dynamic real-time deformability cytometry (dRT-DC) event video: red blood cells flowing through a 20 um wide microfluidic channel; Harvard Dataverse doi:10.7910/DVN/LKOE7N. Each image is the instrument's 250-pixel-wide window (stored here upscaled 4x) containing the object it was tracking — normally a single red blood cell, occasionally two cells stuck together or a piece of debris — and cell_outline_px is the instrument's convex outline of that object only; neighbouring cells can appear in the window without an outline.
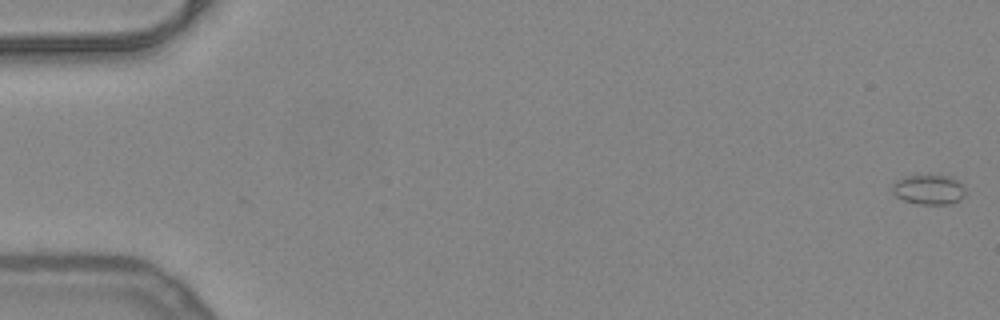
{"species": "common noctule bat (a hibernating species)", "species_latin": "Nyctalus noctula", "temperature_condition": "warm", "stored_images_in_passage": 52, "camera_frame_rate_fps": 3000, "um_per_image_px": 0.085, "animal": {"sex": "female", "body_mass_g": 24.6, "forearm_length_mm": 56.2}, "frame": {"image": 1, "passage_image": 1, "time_ms": 0.0, "image_size_px": [1000, 320], "cell_outline_px": [[964, 196], [960, 200], [952, 204], [920, 204], [904, 200], [896, 196], [892, 192], [892, 184], [896, 180], [904, 176], [952, 176], [960, 180], [964, 188]], "centroid_in_image_um": [78.96, 16.11], "position_along_channel_um": 6.0, "area_um2": 12.77}}
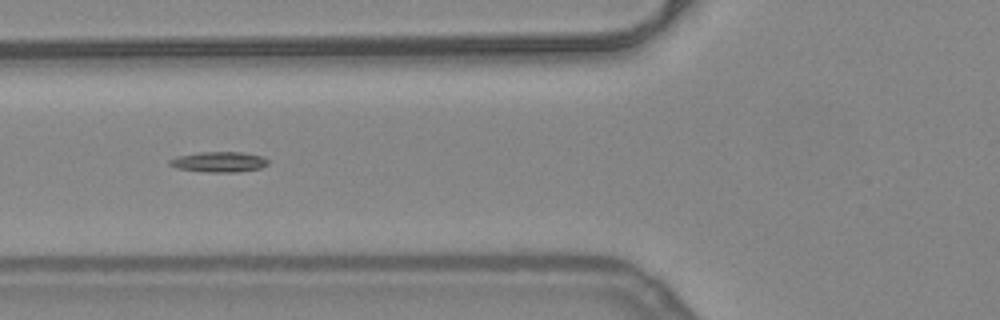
{"frame": {"image": 2, "passage_image": 21, "time_ms": 6.667, "image_size_px": [1000, 320], "cell_outline_px": [[268, 164], [260, 168], [236, 172], [208, 172], [176, 168], [168, 164], [168, 160], [176, 156], [200, 152], [244, 152], [264, 156], [268, 160]], "centroid_in_image_um": [18.61, 13.75], "position_along_channel_um": 107.2, "area_um2": 11.79}}
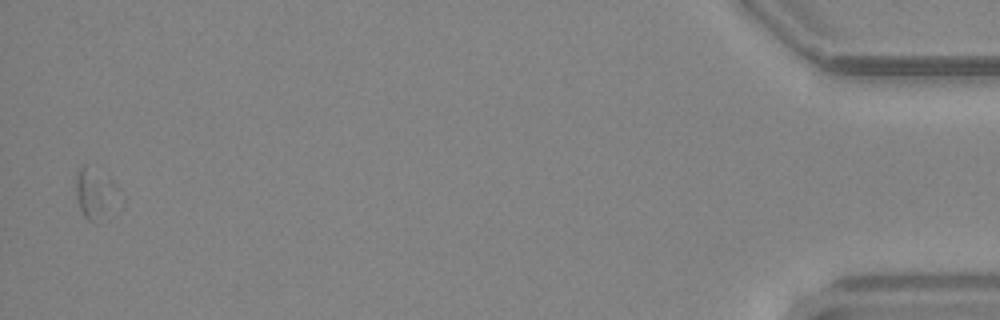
{"frame": {"image": 3, "passage_image": 52, "time_ms": 17.0, "image_size_px": [1000, 320], "cell_outline_px": [[116, 192], [88, 220], [84, 216], [80, 208], [76, 196], [76, 176], [80, 168], [84, 164], [108, 176], [116, 184]], "centroid_in_image_um": [7.9, 16.16], "position_along_channel_um": 427.3, "area_um2": 10.29}, "authors_computed_cell_mechanics": {"area_um2": 10.982, "velocity_mm_per_s": 3.9712, "shape_relaxation_time_tau1_ms": 9.7226, "shape_relaxation_time_tau2_ms": null, "deformation_change_tau1": 0.2904, "deformation_change_tau2": null}}